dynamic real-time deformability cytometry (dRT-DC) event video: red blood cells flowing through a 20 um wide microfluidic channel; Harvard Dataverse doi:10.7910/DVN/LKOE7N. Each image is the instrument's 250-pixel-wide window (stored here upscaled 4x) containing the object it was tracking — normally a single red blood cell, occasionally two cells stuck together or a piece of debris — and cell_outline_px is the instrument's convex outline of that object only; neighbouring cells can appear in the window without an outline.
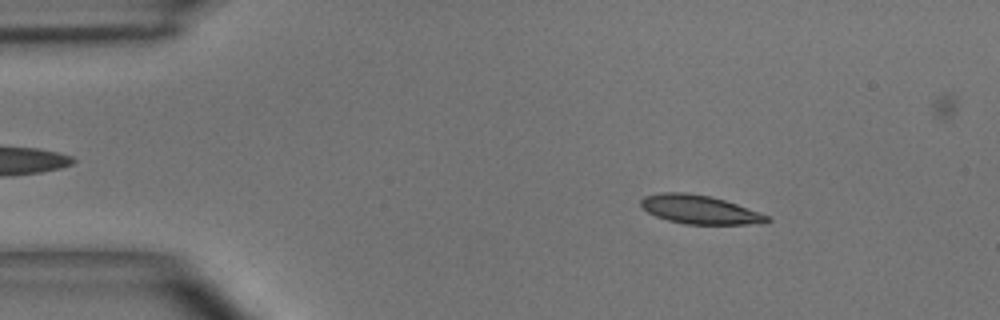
{"species": "common noctule bat (a hibernating species)", "species_latin": "Nyctalus noctula", "temperature_condition": "room temperature", "stored_images_in_passage": 45, "camera_frame_rate_fps": 3000, "um_per_image_px": 0.085, "animal": {"sex": "male", "body_mass_g": 15.6}, "frame": {"image": 1, "passage_image": 3, "time_ms": 0.667, "image_size_px": [1000, 320], "cell_outline_px": [[772, 220], [748, 224], [684, 224], [668, 220], [656, 216], [648, 212], [640, 204], [640, 200], [644, 196], [660, 192], [684, 192], [708, 196], [724, 200], [736, 204], [768, 216]], "centroid_in_image_um": [59.4, 17.8], "position_along_channel_um": 25.6, "area_um2": 20.69}}
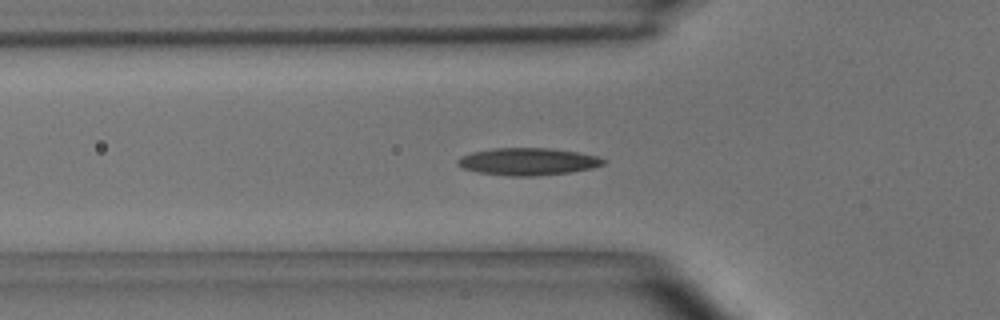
{"frame": {"image": 2, "passage_image": 12, "time_ms": 3.667, "image_size_px": [1000, 320], "cell_outline_px": [[608, 160], [604, 164], [592, 168], [572, 172], [536, 176], [512, 176], [476, 172], [464, 168], [456, 164], [456, 160], [460, 156], [472, 152], [492, 148], [548, 148], [576, 152], [596, 156]], "centroid_in_image_um": [44.85, 13.73], "position_along_channel_um": 80.9, "area_um2": 23.24}}
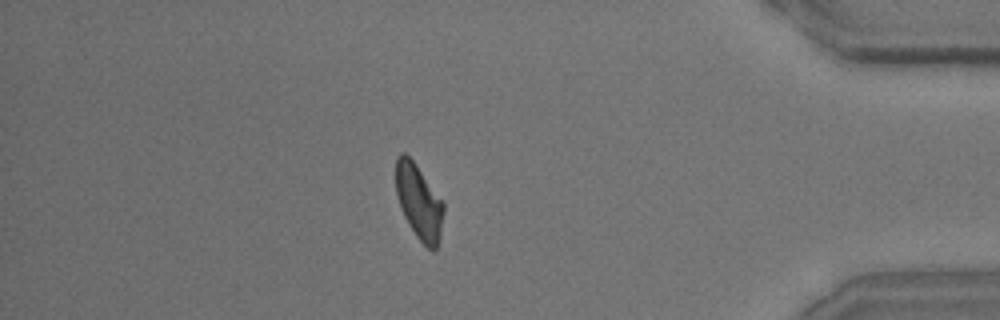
{"frame": {"image": 3, "passage_image": 39, "time_ms": 12.667, "image_size_px": [1000, 320], "cell_outline_px": [[444, 212], [440, 240], [436, 248], [428, 248], [416, 236], [408, 224], [404, 216], [396, 196], [396, 156], [400, 152], [404, 152], [416, 164], [444, 200]], "centroid_in_image_um": [35.62, 17.13], "position_along_channel_um": 399.6, "area_um2": 21.1}, "authors_computed_cell_mechanics": {"area_um2": 21.386, "velocity_mm_per_s": 3.9536, "shape_relaxation_time_tau1_ms": 5.4873, "shape_relaxation_time_tau2_ms": 1.9389, "deformation_change_tau1": 0.1566, "deformation_change_tau2": 0.0902}}